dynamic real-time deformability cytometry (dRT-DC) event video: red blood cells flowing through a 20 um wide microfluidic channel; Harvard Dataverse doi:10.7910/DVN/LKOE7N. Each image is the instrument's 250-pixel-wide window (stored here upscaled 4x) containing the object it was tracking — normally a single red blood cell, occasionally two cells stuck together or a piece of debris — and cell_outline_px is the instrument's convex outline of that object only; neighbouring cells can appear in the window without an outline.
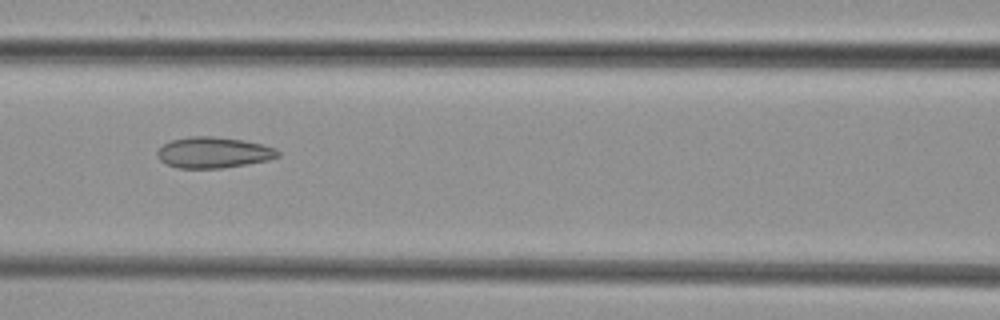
{"species": "common noctule bat (a hibernating species)", "species_latin": "Nyctalus noctula", "temperature_condition": "cold", "stored_images_in_passage": 3, "camera_frame_rate_fps": 3000, "um_per_image_px": 0.085, "animal": {"sex": "female", "body_mass_g": 29.2, "forearm_length_mm": 56.3}, "frame": {"image": 1, "passage_image": 3, "time_ms": 3.0, "image_size_px": [1000, 320], "cell_outline_px": [[280, 156], [268, 160], [220, 168], [176, 168], [160, 160], [156, 152], [164, 144], [172, 140], [188, 136], [212, 136], [244, 140], [264, 144], [276, 148], [280, 152]], "centroid_in_image_um": [18.17, 12.95], "position_along_channel_um": 148.4, "area_um2": 21.73}}